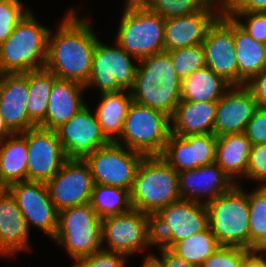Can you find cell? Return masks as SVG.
<instances>
[{"label": "cell", "instance_id": "obj_42", "mask_svg": "<svg viewBox=\"0 0 266 267\" xmlns=\"http://www.w3.org/2000/svg\"><path fill=\"white\" fill-rule=\"evenodd\" d=\"M245 178L266 187V143L252 145Z\"/></svg>", "mask_w": 266, "mask_h": 267}, {"label": "cell", "instance_id": "obj_35", "mask_svg": "<svg viewBox=\"0 0 266 267\" xmlns=\"http://www.w3.org/2000/svg\"><path fill=\"white\" fill-rule=\"evenodd\" d=\"M250 250H266V187L248 192Z\"/></svg>", "mask_w": 266, "mask_h": 267}, {"label": "cell", "instance_id": "obj_7", "mask_svg": "<svg viewBox=\"0 0 266 267\" xmlns=\"http://www.w3.org/2000/svg\"><path fill=\"white\" fill-rule=\"evenodd\" d=\"M102 219L91 203L58 212V228L53 241L64 247L75 262L102 249Z\"/></svg>", "mask_w": 266, "mask_h": 267}, {"label": "cell", "instance_id": "obj_8", "mask_svg": "<svg viewBox=\"0 0 266 267\" xmlns=\"http://www.w3.org/2000/svg\"><path fill=\"white\" fill-rule=\"evenodd\" d=\"M155 246L171 248L176 242L209 228L206 204L180 199L152 216Z\"/></svg>", "mask_w": 266, "mask_h": 267}, {"label": "cell", "instance_id": "obj_22", "mask_svg": "<svg viewBox=\"0 0 266 267\" xmlns=\"http://www.w3.org/2000/svg\"><path fill=\"white\" fill-rule=\"evenodd\" d=\"M29 231L12 194L0 188V255L13 258L23 250L30 251Z\"/></svg>", "mask_w": 266, "mask_h": 267}, {"label": "cell", "instance_id": "obj_4", "mask_svg": "<svg viewBox=\"0 0 266 267\" xmlns=\"http://www.w3.org/2000/svg\"><path fill=\"white\" fill-rule=\"evenodd\" d=\"M114 41L138 61L165 51L164 22L142 2L124 3Z\"/></svg>", "mask_w": 266, "mask_h": 267}, {"label": "cell", "instance_id": "obj_10", "mask_svg": "<svg viewBox=\"0 0 266 267\" xmlns=\"http://www.w3.org/2000/svg\"><path fill=\"white\" fill-rule=\"evenodd\" d=\"M113 43L109 46L97 39L86 89L95 86L102 94L130 91L133 88L138 64L132 61L138 62V60L131 57L115 41Z\"/></svg>", "mask_w": 266, "mask_h": 267}, {"label": "cell", "instance_id": "obj_48", "mask_svg": "<svg viewBox=\"0 0 266 267\" xmlns=\"http://www.w3.org/2000/svg\"><path fill=\"white\" fill-rule=\"evenodd\" d=\"M144 258L142 267H164L162 261L153 253H147V256Z\"/></svg>", "mask_w": 266, "mask_h": 267}, {"label": "cell", "instance_id": "obj_44", "mask_svg": "<svg viewBox=\"0 0 266 267\" xmlns=\"http://www.w3.org/2000/svg\"><path fill=\"white\" fill-rule=\"evenodd\" d=\"M226 12H266V0H224Z\"/></svg>", "mask_w": 266, "mask_h": 267}, {"label": "cell", "instance_id": "obj_47", "mask_svg": "<svg viewBox=\"0 0 266 267\" xmlns=\"http://www.w3.org/2000/svg\"><path fill=\"white\" fill-rule=\"evenodd\" d=\"M242 267H266V250H248L243 256Z\"/></svg>", "mask_w": 266, "mask_h": 267}, {"label": "cell", "instance_id": "obj_27", "mask_svg": "<svg viewBox=\"0 0 266 267\" xmlns=\"http://www.w3.org/2000/svg\"><path fill=\"white\" fill-rule=\"evenodd\" d=\"M234 43L238 65V85H245L253 76L266 69L265 43L252 38L234 20Z\"/></svg>", "mask_w": 266, "mask_h": 267}, {"label": "cell", "instance_id": "obj_12", "mask_svg": "<svg viewBox=\"0 0 266 267\" xmlns=\"http://www.w3.org/2000/svg\"><path fill=\"white\" fill-rule=\"evenodd\" d=\"M46 185L49 196L59 212L89 203L95 183L84 159L68 158Z\"/></svg>", "mask_w": 266, "mask_h": 267}, {"label": "cell", "instance_id": "obj_37", "mask_svg": "<svg viewBox=\"0 0 266 267\" xmlns=\"http://www.w3.org/2000/svg\"><path fill=\"white\" fill-rule=\"evenodd\" d=\"M177 76L182 80L206 66L202 44L168 51Z\"/></svg>", "mask_w": 266, "mask_h": 267}, {"label": "cell", "instance_id": "obj_21", "mask_svg": "<svg viewBox=\"0 0 266 267\" xmlns=\"http://www.w3.org/2000/svg\"><path fill=\"white\" fill-rule=\"evenodd\" d=\"M28 72L0 74V114L14 133H22L36 125L27 112Z\"/></svg>", "mask_w": 266, "mask_h": 267}, {"label": "cell", "instance_id": "obj_40", "mask_svg": "<svg viewBox=\"0 0 266 267\" xmlns=\"http://www.w3.org/2000/svg\"><path fill=\"white\" fill-rule=\"evenodd\" d=\"M126 254L101 249L77 259L72 267H126Z\"/></svg>", "mask_w": 266, "mask_h": 267}, {"label": "cell", "instance_id": "obj_6", "mask_svg": "<svg viewBox=\"0 0 266 267\" xmlns=\"http://www.w3.org/2000/svg\"><path fill=\"white\" fill-rule=\"evenodd\" d=\"M170 134V116L132 101L115 143L144 156H160Z\"/></svg>", "mask_w": 266, "mask_h": 267}, {"label": "cell", "instance_id": "obj_31", "mask_svg": "<svg viewBox=\"0 0 266 267\" xmlns=\"http://www.w3.org/2000/svg\"><path fill=\"white\" fill-rule=\"evenodd\" d=\"M56 79L57 76L46 68L28 72L27 112L36 126L45 120L48 99Z\"/></svg>", "mask_w": 266, "mask_h": 267}, {"label": "cell", "instance_id": "obj_14", "mask_svg": "<svg viewBox=\"0 0 266 267\" xmlns=\"http://www.w3.org/2000/svg\"><path fill=\"white\" fill-rule=\"evenodd\" d=\"M14 197L26 221L53 239L58 228V211L45 182L21 181L6 188Z\"/></svg>", "mask_w": 266, "mask_h": 267}, {"label": "cell", "instance_id": "obj_24", "mask_svg": "<svg viewBox=\"0 0 266 267\" xmlns=\"http://www.w3.org/2000/svg\"><path fill=\"white\" fill-rule=\"evenodd\" d=\"M217 101L181 100L171 117V133L179 136L214 134Z\"/></svg>", "mask_w": 266, "mask_h": 267}, {"label": "cell", "instance_id": "obj_19", "mask_svg": "<svg viewBox=\"0 0 266 267\" xmlns=\"http://www.w3.org/2000/svg\"><path fill=\"white\" fill-rule=\"evenodd\" d=\"M257 103L246 85H232L217 101L214 135L244 133Z\"/></svg>", "mask_w": 266, "mask_h": 267}, {"label": "cell", "instance_id": "obj_32", "mask_svg": "<svg viewBox=\"0 0 266 267\" xmlns=\"http://www.w3.org/2000/svg\"><path fill=\"white\" fill-rule=\"evenodd\" d=\"M134 83L181 85L168 51L139 60Z\"/></svg>", "mask_w": 266, "mask_h": 267}, {"label": "cell", "instance_id": "obj_33", "mask_svg": "<svg viewBox=\"0 0 266 267\" xmlns=\"http://www.w3.org/2000/svg\"><path fill=\"white\" fill-rule=\"evenodd\" d=\"M90 203L101 219L133 209L130 191L108 185L95 184Z\"/></svg>", "mask_w": 266, "mask_h": 267}, {"label": "cell", "instance_id": "obj_29", "mask_svg": "<svg viewBox=\"0 0 266 267\" xmlns=\"http://www.w3.org/2000/svg\"><path fill=\"white\" fill-rule=\"evenodd\" d=\"M230 86L221 76L205 66L181 80V100L218 101Z\"/></svg>", "mask_w": 266, "mask_h": 267}, {"label": "cell", "instance_id": "obj_34", "mask_svg": "<svg viewBox=\"0 0 266 267\" xmlns=\"http://www.w3.org/2000/svg\"><path fill=\"white\" fill-rule=\"evenodd\" d=\"M221 246L210 228L176 242L170 249L198 267Z\"/></svg>", "mask_w": 266, "mask_h": 267}, {"label": "cell", "instance_id": "obj_11", "mask_svg": "<svg viewBox=\"0 0 266 267\" xmlns=\"http://www.w3.org/2000/svg\"><path fill=\"white\" fill-rule=\"evenodd\" d=\"M144 155L110 142L83 159L90 168L94 183L120 187L131 192L137 168Z\"/></svg>", "mask_w": 266, "mask_h": 267}, {"label": "cell", "instance_id": "obj_41", "mask_svg": "<svg viewBox=\"0 0 266 267\" xmlns=\"http://www.w3.org/2000/svg\"><path fill=\"white\" fill-rule=\"evenodd\" d=\"M247 251L241 247L219 246L200 267H242L243 256Z\"/></svg>", "mask_w": 266, "mask_h": 267}, {"label": "cell", "instance_id": "obj_9", "mask_svg": "<svg viewBox=\"0 0 266 267\" xmlns=\"http://www.w3.org/2000/svg\"><path fill=\"white\" fill-rule=\"evenodd\" d=\"M101 236L102 249L128 258L155 246L152 216L135 209L102 218Z\"/></svg>", "mask_w": 266, "mask_h": 267}, {"label": "cell", "instance_id": "obj_49", "mask_svg": "<svg viewBox=\"0 0 266 267\" xmlns=\"http://www.w3.org/2000/svg\"><path fill=\"white\" fill-rule=\"evenodd\" d=\"M14 134V132L7 126L4 118L0 114V142L4 141L7 137Z\"/></svg>", "mask_w": 266, "mask_h": 267}, {"label": "cell", "instance_id": "obj_17", "mask_svg": "<svg viewBox=\"0 0 266 267\" xmlns=\"http://www.w3.org/2000/svg\"><path fill=\"white\" fill-rule=\"evenodd\" d=\"M216 144L214 134L179 136L171 133L160 157L176 172L188 171L214 163Z\"/></svg>", "mask_w": 266, "mask_h": 267}, {"label": "cell", "instance_id": "obj_2", "mask_svg": "<svg viewBox=\"0 0 266 267\" xmlns=\"http://www.w3.org/2000/svg\"><path fill=\"white\" fill-rule=\"evenodd\" d=\"M49 27L30 10L0 44V74L27 73L45 68Z\"/></svg>", "mask_w": 266, "mask_h": 267}, {"label": "cell", "instance_id": "obj_28", "mask_svg": "<svg viewBox=\"0 0 266 267\" xmlns=\"http://www.w3.org/2000/svg\"><path fill=\"white\" fill-rule=\"evenodd\" d=\"M99 100L94 111L97 121L106 138L115 142L122 133L128 108L133 101L131 93L128 90L102 93Z\"/></svg>", "mask_w": 266, "mask_h": 267}, {"label": "cell", "instance_id": "obj_46", "mask_svg": "<svg viewBox=\"0 0 266 267\" xmlns=\"http://www.w3.org/2000/svg\"><path fill=\"white\" fill-rule=\"evenodd\" d=\"M159 250V259L162 261L164 267H198L194 264L188 263L170 248L157 246Z\"/></svg>", "mask_w": 266, "mask_h": 267}, {"label": "cell", "instance_id": "obj_39", "mask_svg": "<svg viewBox=\"0 0 266 267\" xmlns=\"http://www.w3.org/2000/svg\"><path fill=\"white\" fill-rule=\"evenodd\" d=\"M257 41L266 43V12H227ZM245 19V20H244ZM244 20V21H243Z\"/></svg>", "mask_w": 266, "mask_h": 267}, {"label": "cell", "instance_id": "obj_30", "mask_svg": "<svg viewBox=\"0 0 266 267\" xmlns=\"http://www.w3.org/2000/svg\"><path fill=\"white\" fill-rule=\"evenodd\" d=\"M130 93L134 102L159 110L170 117L181 101V85L134 83Z\"/></svg>", "mask_w": 266, "mask_h": 267}, {"label": "cell", "instance_id": "obj_43", "mask_svg": "<svg viewBox=\"0 0 266 267\" xmlns=\"http://www.w3.org/2000/svg\"><path fill=\"white\" fill-rule=\"evenodd\" d=\"M252 145L266 143V109L257 107L244 132Z\"/></svg>", "mask_w": 266, "mask_h": 267}, {"label": "cell", "instance_id": "obj_16", "mask_svg": "<svg viewBox=\"0 0 266 267\" xmlns=\"http://www.w3.org/2000/svg\"><path fill=\"white\" fill-rule=\"evenodd\" d=\"M92 112L86 104L69 121L55 129L67 158L83 159L110 143Z\"/></svg>", "mask_w": 266, "mask_h": 267}, {"label": "cell", "instance_id": "obj_3", "mask_svg": "<svg viewBox=\"0 0 266 267\" xmlns=\"http://www.w3.org/2000/svg\"><path fill=\"white\" fill-rule=\"evenodd\" d=\"M130 194L133 209L154 216L181 199L178 172L160 156H144Z\"/></svg>", "mask_w": 266, "mask_h": 267}, {"label": "cell", "instance_id": "obj_1", "mask_svg": "<svg viewBox=\"0 0 266 267\" xmlns=\"http://www.w3.org/2000/svg\"><path fill=\"white\" fill-rule=\"evenodd\" d=\"M75 9L65 12L58 29L48 35L45 68L58 79L86 85L92 69V57L98 35L90 19H82Z\"/></svg>", "mask_w": 266, "mask_h": 267}, {"label": "cell", "instance_id": "obj_38", "mask_svg": "<svg viewBox=\"0 0 266 267\" xmlns=\"http://www.w3.org/2000/svg\"><path fill=\"white\" fill-rule=\"evenodd\" d=\"M20 0L0 2V44L13 32V29L30 11Z\"/></svg>", "mask_w": 266, "mask_h": 267}, {"label": "cell", "instance_id": "obj_20", "mask_svg": "<svg viewBox=\"0 0 266 267\" xmlns=\"http://www.w3.org/2000/svg\"><path fill=\"white\" fill-rule=\"evenodd\" d=\"M178 183L181 199L203 204L228 192L235 185L216 162L179 172Z\"/></svg>", "mask_w": 266, "mask_h": 267}, {"label": "cell", "instance_id": "obj_15", "mask_svg": "<svg viewBox=\"0 0 266 267\" xmlns=\"http://www.w3.org/2000/svg\"><path fill=\"white\" fill-rule=\"evenodd\" d=\"M27 180H51L68 159L55 130L35 126L27 130Z\"/></svg>", "mask_w": 266, "mask_h": 267}, {"label": "cell", "instance_id": "obj_23", "mask_svg": "<svg viewBox=\"0 0 266 267\" xmlns=\"http://www.w3.org/2000/svg\"><path fill=\"white\" fill-rule=\"evenodd\" d=\"M83 90L86 88L79 82L57 78L50 92L45 120L39 126L55 130L69 121L86 105Z\"/></svg>", "mask_w": 266, "mask_h": 267}, {"label": "cell", "instance_id": "obj_18", "mask_svg": "<svg viewBox=\"0 0 266 267\" xmlns=\"http://www.w3.org/2000/svg\"><path fill=\"white\" fill-rule=\"evenodd\" d=\"M224 11V0H214L205 10L165 19V51L202 44L209 27Z\"/></svg>", "mask_w": 266, "mask_h": 267}, {"label": "cell", "instance_id": "obj_45", "mask_svg": "<svg viewBox=\"0 0 266 267\" xmlns=\"http://www.w3.org/2000/svg\"><path fill=\"white\" fill-rule=\"evenodd\" d=\"M245 85L252 92L257 107L266 109V69L253 76Z\"/></svg>", "mask_w": 266, "mask_h": 267}, {"label": "cell", "instance_id": "obj_26", "mask_svg": "<svg viewBox=\"0 0 266 267\" xmlns=\"http://www.w3.org/2000/svg\"><path fill=\"white\" fill-rule=\"evenodd\" d=\"M27 130L0 142V188L27 180Z\"/></svg>", "mask_w": 266, "mask_h": 267}, {"label": "cell", "instance_id": "obj_25", "mask_svg": "<svg viewBox=\"0 0 266 267\" xmlns=\"http://www.w3.org/2000/svg\"><path fill=\"white\" fill-rule=\"evenodd\" d=\"M251 147L245 133L217 137L215 162L235 184L245 178Z\"/></svg>", "mask_w": 266, "mask_h": 267}, {"label": "cell", "instance_id": "obj_36", "mask_svg": "<svg viewBox=\"0 0 266 267\" xmlns=\"http://www.w3.org/2000/svg\"><path fill=\"white\" fill-rule=\"evenodd\" d=\"M214 0H143L153 13L164 19L191 15L205 10Z\"/></svg>", "mask_w": 266, "mask_h": 267}, {"label": "cell", "instance_id": "obj_13", "mask_svg": "<svg viewBox=\"0 0 266 267\" xmlns=\"http://www.w3.org/2000/svg\"><path fill=\"white\" fill-rule=\"evenodd\" d=\"M206 66L231 86L238 85L234 19L224 10L209 27L202 42Z\"/></svg>", "mask_w": 266, "mask_h": 267}, {"label": "cell", "instance_id": "obj_50", "mask_svg": "<svg viewBox=\"0 0 266 267\" xmlns=\"http://www.w3.org/2000/svg\"><path fill=\"white\" fill-rule=\"evenodd\" d=\"M126 1H130V2H142L143 0H126Z\"/></svg>", "mask_w": 266, "mask_h": 267}, {"label": "cell", "instance_id": "obj_5", "mask_svg": "<svg viewBox=\"0 0 266 267\" xmlns=\"http://www.w3.org/2000/svg\"><path fill=\"white\" fill-rule=\"evenodd\" d=\"M239 184L206 204L209 228L221 246L250 250L248 193Z\"/></svg>", "mask_w": 266, "mask_h": 267}]
</instances>
